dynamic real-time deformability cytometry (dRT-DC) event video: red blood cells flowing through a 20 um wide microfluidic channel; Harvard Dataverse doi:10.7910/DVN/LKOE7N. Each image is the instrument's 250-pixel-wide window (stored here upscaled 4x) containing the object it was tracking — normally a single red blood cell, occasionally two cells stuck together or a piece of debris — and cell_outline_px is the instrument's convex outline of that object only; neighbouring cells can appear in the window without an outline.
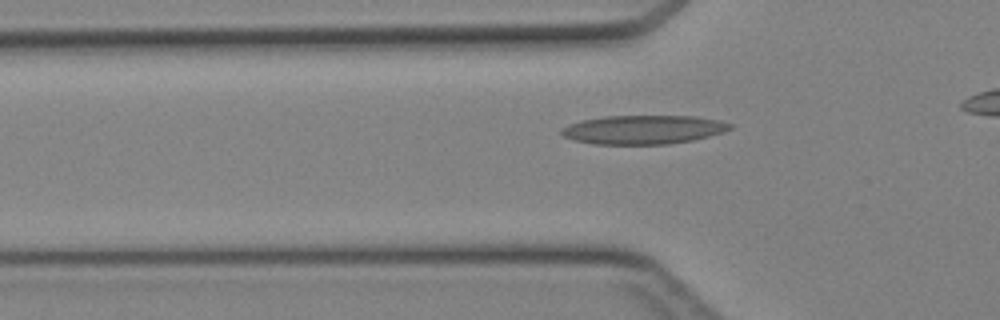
{"species": "Egyptian fruit bat (a non-hibernating species)", "species_latin": "Rousettus aegyptiacus", "temperature_condition": "cold", "stored_images_in_passage": 33, "camera_frame_rate_fps": 3000, "um_per_image_px": 0.085, "animal": {"sex": "female"}, "frame": {"image": 1, "passage_image": 11, "time_ms": 3.333, "image_size_px": [1000, 320], "cell_outline_px": [[732, 128], [724, 132], [692, 140], [668, 144], [592, 144], [572, 140], [564, 136], [560, 132], [560, 128], [568, 124], [580, 120], [604, 116], [696, 116], [720, 120], [732, 124]], "centroid_in_image_um": [54.65, 11.01], "position_along_channel_um": 71.2, "area_um2": 28.55}}
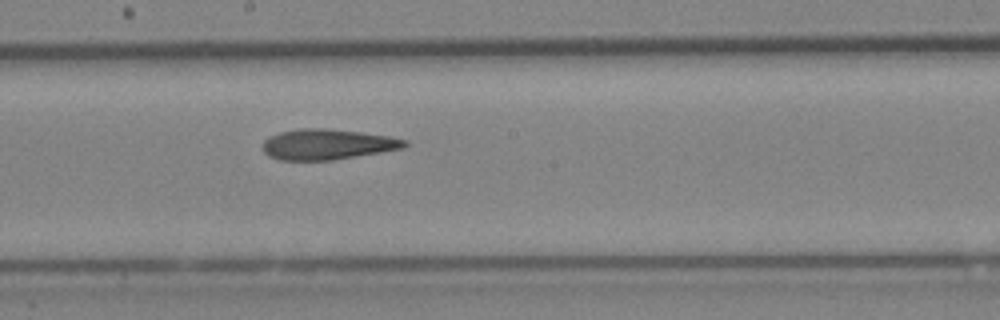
{"frame": {"image": 2, "passage_image": 21, "time_ms": 6.667, "image_size_px": [1000, 320], "cell_outline_px": [[408, 144], [404, 148], [332, 160], [280, 160], [268, 156], [264, 152], [264, 140], [268, 136], [280, 132], [300, 128], [324, 128], [360, 132], [392, 136], [408, 140]], "centroid_in_image_um": [27.84, 12.26], "position_along_channel_um": 220.4, "area_um2": 25.26}}
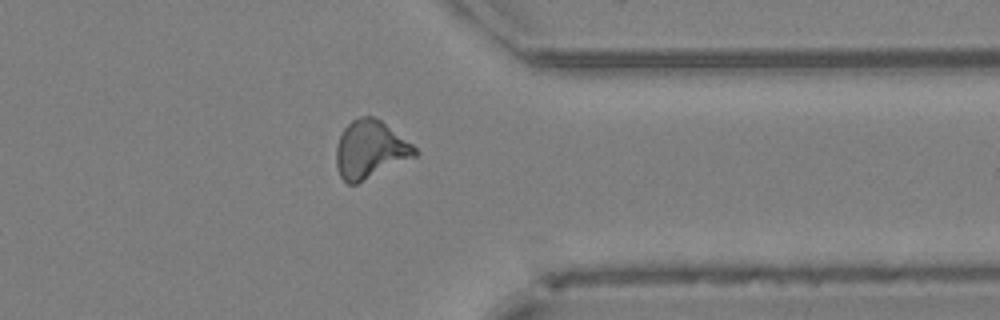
{"frame": {"image": 3, "passage_image": 32, "time_ms": 10.333, "image_size_px": [1000, 320], "cell_outline_px": [[420, 152], [416, 156], [356, 184], [348, 184], [340, 176], [336, 164], [336, 148], [340, 136], [344, 128], [352, 120], [360, 116], [372, 116], [380, 120], [412, 144]], "centroid_in_image_um": [31.46, 12.71], "position_along_channel_um": 379.9, "area_um2": 26.24}}